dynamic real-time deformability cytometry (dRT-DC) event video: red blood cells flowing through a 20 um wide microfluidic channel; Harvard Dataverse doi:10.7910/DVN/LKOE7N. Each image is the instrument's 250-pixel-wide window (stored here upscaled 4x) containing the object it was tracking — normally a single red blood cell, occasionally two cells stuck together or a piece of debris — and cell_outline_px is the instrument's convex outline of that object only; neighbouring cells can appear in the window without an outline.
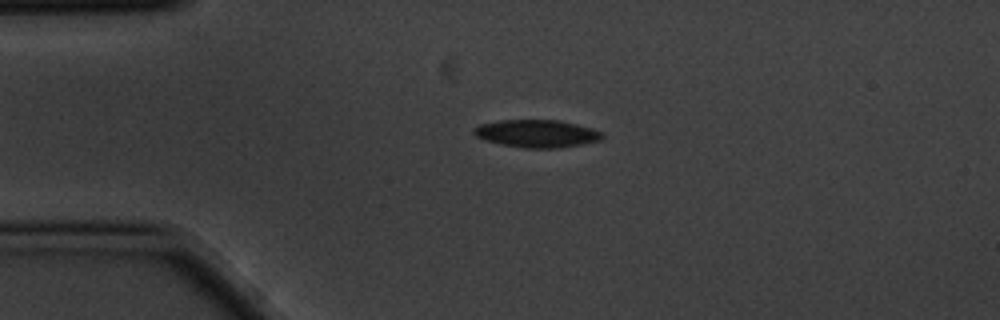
{"species": "common noctule bat (a hibernating species)", "species_latin": "Nyctalus noctula", "temperature_condition": "cold", "stored_images_in_passage": 5, "camera_frame_rate_fps": 3000, "um_per_image_px": 0.085, "animal": {"sex": "male", "body_mass_g": 20.1, "forearm_length_mm": 53.5}, "frame": {"image": 1, "passage_image": 5, "time_ms": 1.333, "image_size_px": [1000, 320], "cell_outline_px": [[604, 136], [600, 140], [560, 148], [528, 148], [500, 144], [476, 136], [472, 132], [472, 128], [480, 124], [500, 120], [560, 120], [592, 128], [604, 132]], "centroid_in_image_um": [45.64, 11.34], "position_along_channel_um": 39.4, "area_um2": 20.63}}